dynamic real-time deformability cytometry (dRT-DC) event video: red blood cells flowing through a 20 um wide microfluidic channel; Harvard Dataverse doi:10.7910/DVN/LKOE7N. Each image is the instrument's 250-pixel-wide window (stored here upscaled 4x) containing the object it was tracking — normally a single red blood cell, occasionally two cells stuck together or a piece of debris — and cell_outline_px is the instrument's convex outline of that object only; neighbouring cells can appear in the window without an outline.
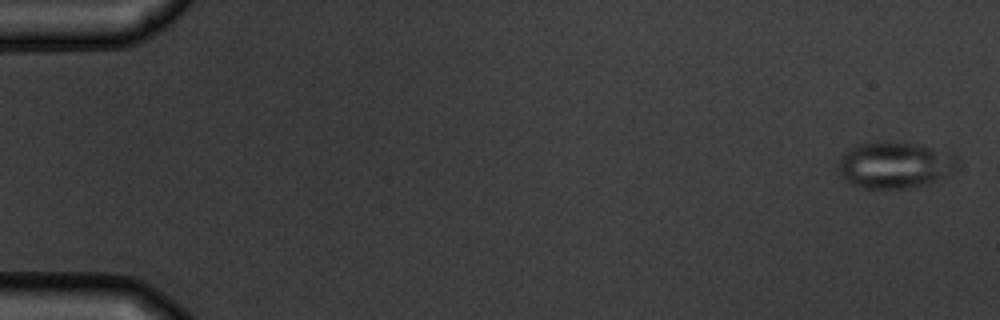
{"species": "common noctule bat (a hibernating species)", "species_latin": "Nyctalus noctula", "temperature_condition": "warm", "stored_images_in_passage": 6, "camera_frame_rate_fps": 3000, "um_per_image_px": 0.085, "animal": {"sex": "male", "body_mass_g": 19.5, "forearm_length_mm": 54.6}, "frame": {"image": 1, "passage_image": 1, "time_ms": 0.0, "image_size_px": [1000, 320], "cell_outline_px": [[956, 168], [948, 176], [924, 184], [908, 188], [860, 188], [848, 184], [840, 172], [840, 156], [848, 148], [860, 144], [876, 140], [888, 140], [920, 144], [956, 152]], "centroid_in_image_um": [76.08, 13.99], "position_along_channel_um": 8.9, "area_um2": 32.95}}